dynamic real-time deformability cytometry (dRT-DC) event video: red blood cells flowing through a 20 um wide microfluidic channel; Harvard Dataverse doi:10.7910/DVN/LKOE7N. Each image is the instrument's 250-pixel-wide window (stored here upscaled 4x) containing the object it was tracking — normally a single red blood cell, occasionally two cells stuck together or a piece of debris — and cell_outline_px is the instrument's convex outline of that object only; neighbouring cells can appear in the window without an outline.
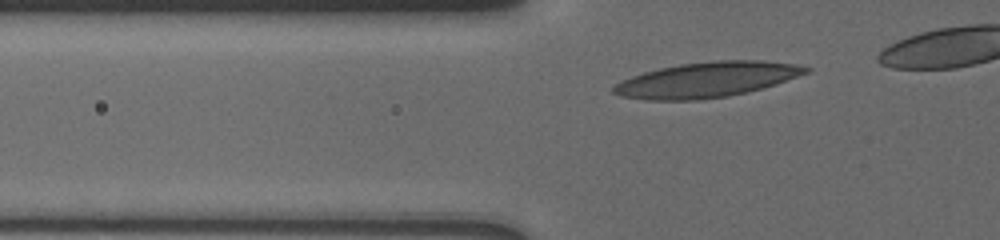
{"species": "human", "species_latin": "Homo sapiens", "temperature_condition": "cold", "stored_images_in_passage": 44, "camera_frame_rate_fps": 3000, "um_per_image_px": 0.085, "donor": {"sex": "male"}, "frame": {"image": 1, "passage_image": 4, "time_ms": 0.667, "image_size_px": [1000, 240], "cell_outline_px": [[812, 68], [808, 72], [776, 84], [728, 96], [696, 100], [648, 100], [620, 96], [612, 92], [612, 88], [620, 80], [644, 72], [660, 68], [680, 64], [712, 60], [764, 60], [796, 64]], "centroid_in_image_um": [60.06, 6.77], "position_along_channel_um": 65.7, "area_um2": 39.36}}
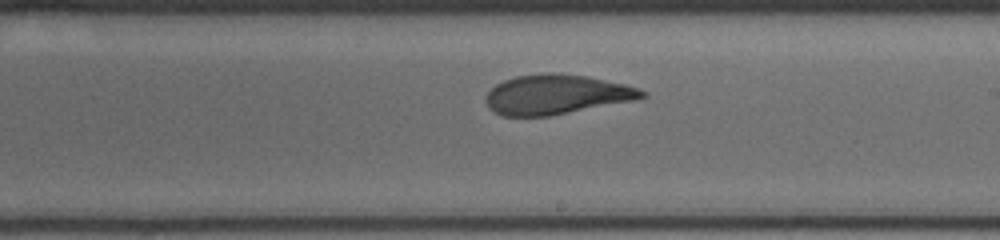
{"frame": {"image": 2, "passage_image": 28, "time_ms": 5.667, "image_size_px": [1000, 240], "cell_outline_px": [[648, 96], [636, 100], [548, 116], [500, 116], [492, 112], [488, 108], [484, 100], [484, 96], [496, 84], [504, 80], [516, 76], [544, 72], [552, 72], [588, 76], [624, 84], [640, 88], [648, 92]], "centroid_in_image_um": [47.28, 8.03], "position_along_channel_um": 241.7, "area_um2": 36.53}}
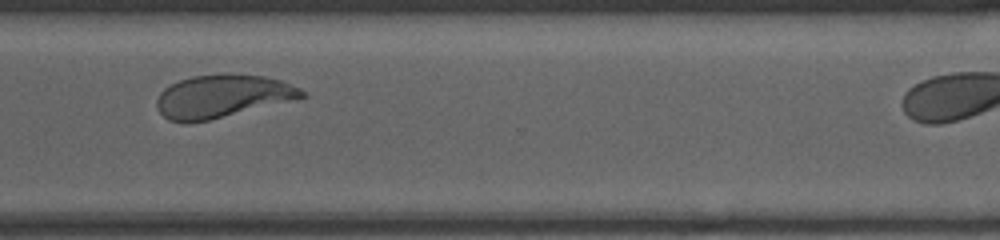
{"frame": {"image": 3, "passage_image": 43, "time_ms": 8.667, "image_size_px": [1000, 240], "cell_outline_px": [[308, 96], [300, 100], [208, 120], [188, 124], [184, 124], [168, 120], [156, 108], [156, 100], [160, 92], [164, 88], [180, 80], [192, 76], [264, 76], [280, 80], [300, 88]], "centroid_in_image_um": [18.92, 8.24], "position_along_channel_um": 351.7, "area_um2": 36.13}}